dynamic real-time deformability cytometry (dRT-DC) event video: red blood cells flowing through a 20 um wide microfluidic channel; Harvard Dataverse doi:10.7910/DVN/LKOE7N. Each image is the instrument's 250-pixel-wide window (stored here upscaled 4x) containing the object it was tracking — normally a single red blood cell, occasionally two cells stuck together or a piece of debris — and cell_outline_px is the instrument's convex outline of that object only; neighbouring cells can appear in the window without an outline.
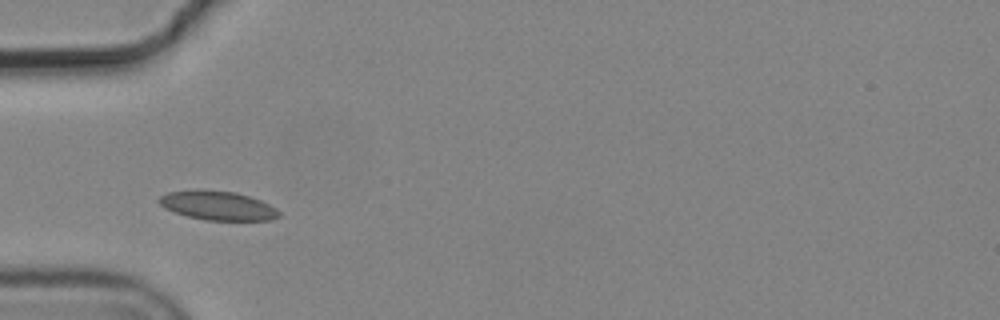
{"species": "common noctule bat (a hibernating species)", "species_latin": "Nyctalus noctula", "temperature_condition": "cold", "stored_images_in_passage": 12, "camera_frame_rate_fps": 3000, "um_per_image_px": 0.085, "animal": {"sex": "male", "body_mass_g": 19.2, "forearm_length_mm": 51.8}, "frame": {"image": 1, "passage_image": 6, "time_ms": 1.667, "image_size_px": [1000, 320], "cell_outline_px": [[280, 216], [272, 220], [204, 220], [188, 216], [164, 208], [156, 200], [160, 196], [168, 192], [232, 192], [248, 196], [260, 200], [276, 208], [280, 212]], "centroid_in_image_um": [18.55, 17.52], "position_along_channel_um": 66.5, "area_um2": 19.48}}
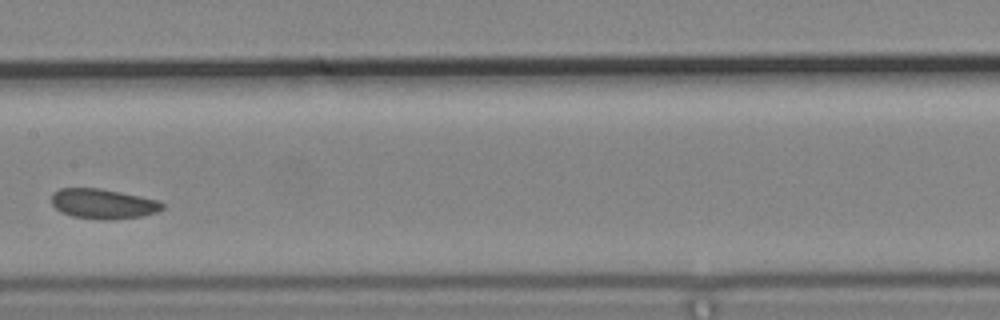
{"frame": {"image": 2, "passage_image": 9, "time_ms": 2.667, "image_size_px": [1000, 320], "cell_outline_px": [[164, 208], [156, 212], [140, 216], [108, 220], [100, 220], [72, 216], [60, 212], [52, 204], [52, 192], [60, 188], [100, 188], [160, 200], [164, 204]], "centroid_in_image_um": [8.75, 17.32], "position_along_channel_um": 198.6, "area_um2": 19.42}}
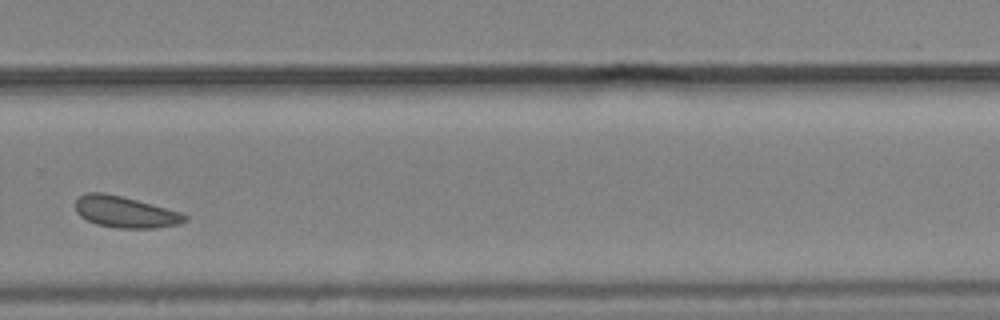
{"frame": {"image": 3, "passage_image": 12, "time_ms": 3.667, "image_size_px": [1000, 320], "cell_outline_px": [[188, 220], [180, 224], [156, 228], [116, 228], [96, 224], [80, 216], [76, 212], [76, 200], [80, 196], [88, 192], [104, 192], [152, 204], [180, 212], [188, 216]], "centroid_in_image_um": [10.65, 18.03], "position_along_channel_um": 319.1, "area_um2": 19.94}}